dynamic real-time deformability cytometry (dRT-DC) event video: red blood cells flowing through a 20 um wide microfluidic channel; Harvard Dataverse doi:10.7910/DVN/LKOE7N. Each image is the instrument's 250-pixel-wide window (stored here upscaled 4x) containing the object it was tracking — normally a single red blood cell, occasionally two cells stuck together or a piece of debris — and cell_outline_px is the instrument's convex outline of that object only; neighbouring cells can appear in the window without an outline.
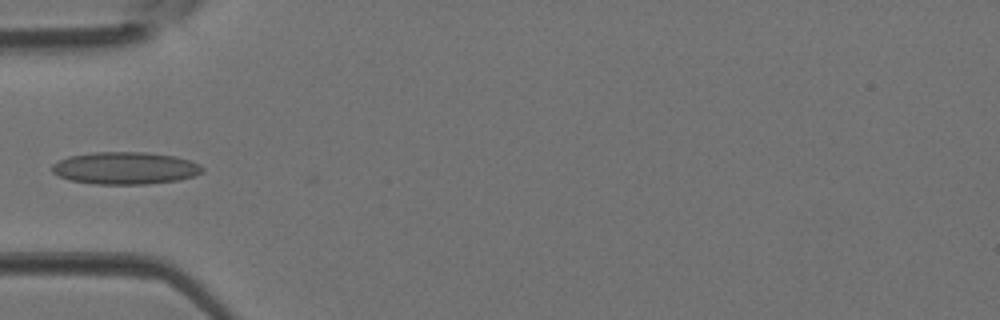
{"species": "Egyptian fruit bat (a non-hibernating species)", "species_latin": "Rousettus aegyptiacus", "temperature_condition": "room temperature", "stored_images_in_passage": 4, "camera_frame_rate_fps": 3000, "um_per_image_px": 0.085, "animal": {"sex": "female"}, "frame": {"image": 1, "passage_image": 4, "time_ms": 1.0, "image_size_px": [1000, 320], "cell_outline_px": [[204, 172], [180, 180], [148, 184], [92, 184], [68, 180], [52, 172], [52, 164], [68, 156], [92, 152], [148, 152], [176, 156], [200, 164], [204, 168]], "centroid_in_image_um": [10.65, 14.29], "position_along_channel_um": 74.4, "area_um2": 28.55}}